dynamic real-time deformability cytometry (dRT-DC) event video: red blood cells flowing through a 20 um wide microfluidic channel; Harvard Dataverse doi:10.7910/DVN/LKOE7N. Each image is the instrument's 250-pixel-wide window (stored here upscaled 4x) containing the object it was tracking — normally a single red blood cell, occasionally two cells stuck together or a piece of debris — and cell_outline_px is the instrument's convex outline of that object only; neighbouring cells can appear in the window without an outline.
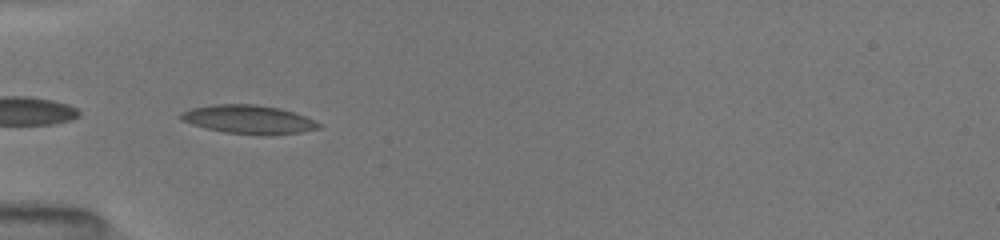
{"species": "common noctule bat (a hibernating species)", "species_latin": "Nyctalus noctula", "temperature_condition": "room temperature", "stored_images_in_passage": 19, "camera_frame_rate_fps": 3000, "um_per_image_px": 0.085, "animal": {"sex": "female", "body_mass_g": 19.5, "forearm_length_mm": 54.1}, "frame": {"image": 1, "passage_image": 4, "time_ms": 1.0, "image_size_px": [1000, 240], "cell_outline_px": [[320, 128], [300, 132], [272, 136], [264, 136], [224, 132], [208, 128], [180, 120], [180, 116], [184, 112], [192, 108], [216, 104], [252, 104], [276, 108], [292, 112], [304, 116], [320, 124]], "centroid_in_image_um": [21.15, 10.17], "position_along_channel_um": 63.9, "area_um2": 22.66}}
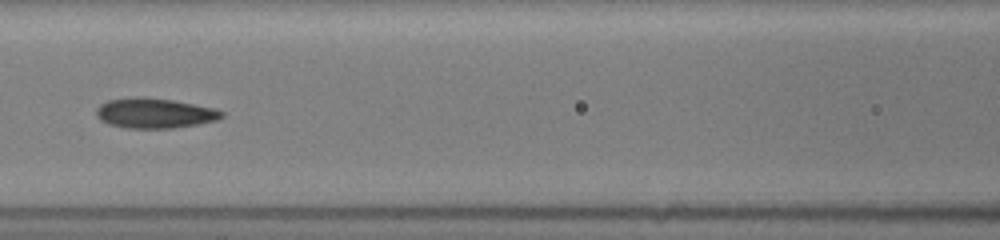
{"frame": {"image": 2, "passage_image": 11, "time_ms": 3.333, "image_size_px": [1000, 240], "cell_outline_px": [[224, 116], [216, 120], [196, 124], [172, 128], [128, 128], [112, 124], [100, 120], [96, 112], [100, 104], [108, 100], [172, 100], [212, 108], [224, 112]], "centroid_in_image_um": [13.19, 9.67], "position_along_channel_um": 153.4, "area_um2": 20.63}}
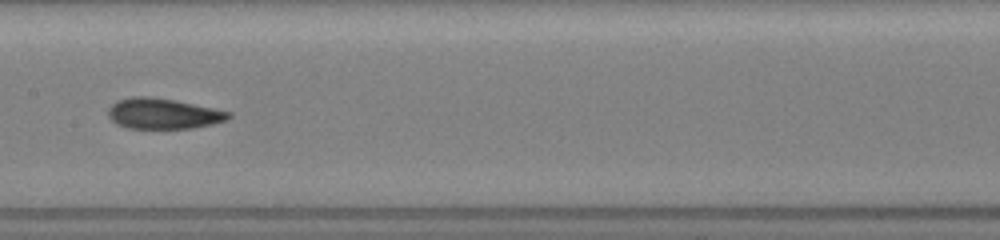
{"frame": {"image": 3, "passage_image": 14, "time_ms": 4.333, "image_size_px": [1000, 240], "cell_outline_px": [[232, 116], [224, 120], [212, 124], [192, 128], [128, 128], [112, 120], [108, 116], [108, 108], [112, 104], [120, 100], [132, 96], [152, 96], [232, 112]], "centroid_in_image_um": [13.86, 9.65], "position_along_channel_um": 193.5, "area_um2": 21.1}}